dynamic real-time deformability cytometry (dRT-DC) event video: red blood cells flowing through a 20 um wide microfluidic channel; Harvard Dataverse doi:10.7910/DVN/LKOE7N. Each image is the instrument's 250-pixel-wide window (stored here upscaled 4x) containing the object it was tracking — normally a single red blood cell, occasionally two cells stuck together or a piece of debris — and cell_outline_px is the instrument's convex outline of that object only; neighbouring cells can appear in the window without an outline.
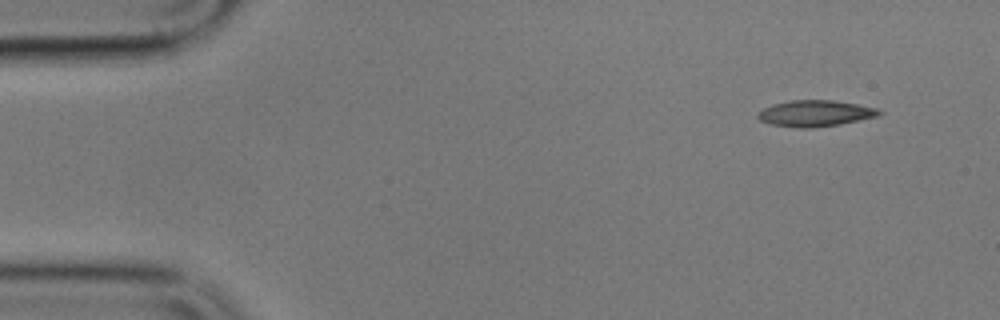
{"species": "common noctule bat (a hibernating species)", "species_latin": "Nyctalus noctula", "temperature_condition": "cold", "stored_images_in_passage": 9, "camera_frame_rate_fps": 3000, "um_per_image_px": 0.085, "animal": {"sex": "male", "body_mass_g": 17.9}, "frame": {"image": 1, "passage_image": 1, "time_ms": 0.0, "image_size_px": [1000, 320], "cell_outline_px": [[884, 112], [876, 116], [840, 124], [812, 128], [800, 128], [772, 124], [760, 120], [756, 116], [764, 108], [772, 104], [792, 100], [832, 100], [856, 104], [876, 108]], "centroid_in_image_um": [69.28, 9.63], "position_along_channel_um": 15.7, "area_um2": 18.26}}
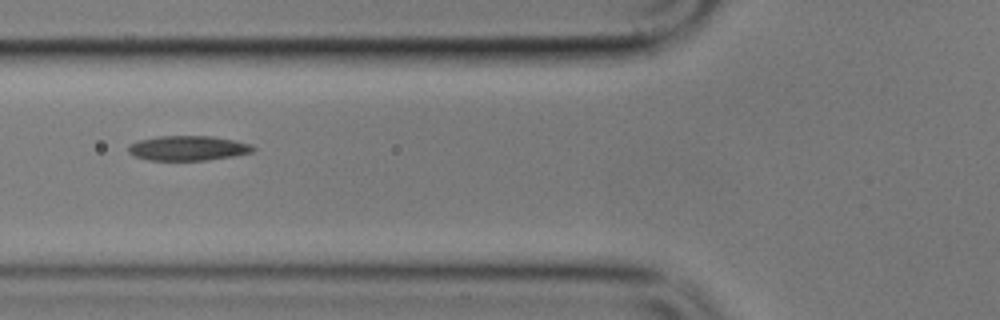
{"frame": {"image": 2, "passage_image": 6, "time_ms": 5.667, "image_size_px": [1000, 320], "cell_outline_px": [[256, 148], [252, 152], [232, 156], [208, 160], [148, 160], [136, 156], [128, 152], [128, 144], [140, 140], [160, 136], [212, 136], [252, 144]], "centroid_in_image_um": [15.98, 12.59], "position_along_channel_um": 109.8, "area_um2": 17.92}}
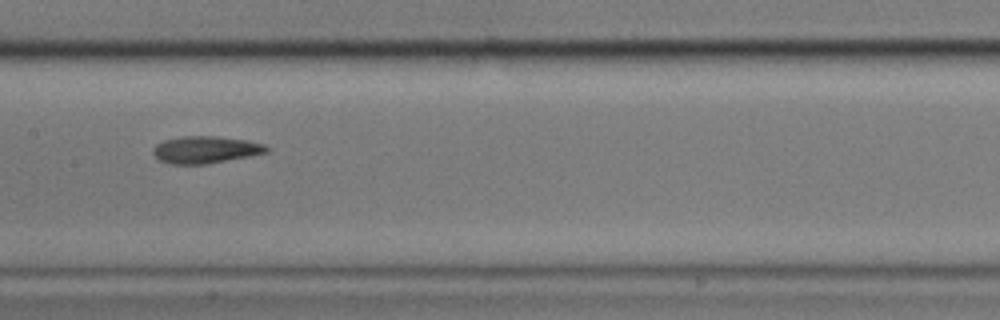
{"frame": {"image": 3, "passage_image": 8, "time_ms": 8.0, "image_size_px": [1000, 320], "cell_outline_px": [[268, 152], [252, 156], [208, 164], [168, 164], [160, 160], [152, 152], [152, 148], [156, 144], [164, 140], [184, 136], [216, 136], [248, 140], [264, 144], [268, 148]], "centroid_in_image_um": [17.48, 12.73], "position_along_channel_um": 189.9, "area_um2": 18.09}}